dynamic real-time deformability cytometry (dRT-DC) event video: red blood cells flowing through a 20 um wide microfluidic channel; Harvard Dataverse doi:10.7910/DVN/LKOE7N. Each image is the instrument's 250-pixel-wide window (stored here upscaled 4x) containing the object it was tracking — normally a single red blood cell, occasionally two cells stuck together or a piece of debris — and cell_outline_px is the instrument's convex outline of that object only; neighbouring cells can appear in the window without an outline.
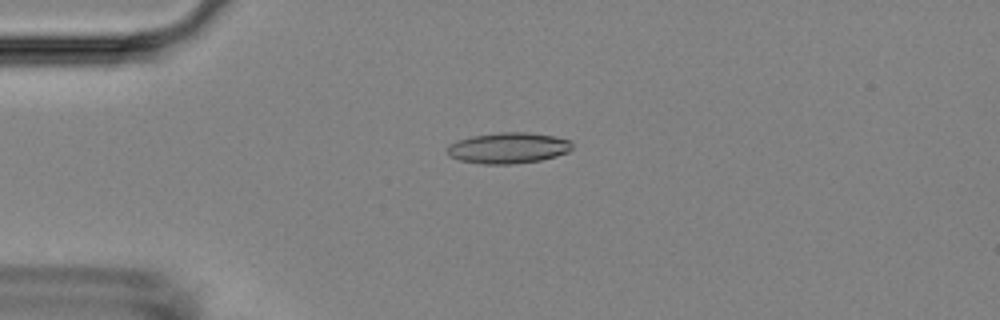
{"species": "Egyptian fruit bat (a non-hibernating species)", "species_latin": "Rousettus aegyptiacus", "temperature_condition": "room temperature", "stored_images_in_passage": 54, "camera_frame_rate_fps": 3000, "um_per_image_px": 0.085, "animal": {"sex": "female"}, "frame": {"image": 1, "passage_image": 13, "time_ms": 4.0, "image_size_px": [1000, 320], "cell_outline_px": [[572, 148], [568, 152], [556, 156], [540, 160], [512, 164], [480, 164], [460, 160], [448, 156], [444, 148], [448, 144], [456, 140], [472, 136], [500, 132], [528, 132], [552, 136], [572, 140]], "centroid_in_image_um": [43.15, 12.58], "position_along_channel_um": 41.9, "area_um2": 22.77}}
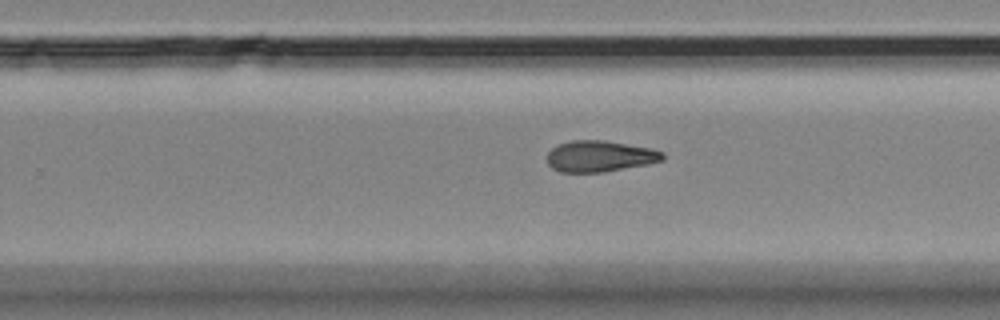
{"frame": {"image": 2, "passage_image": 34, "time_ms": 11.0, "image_size_px": [1000, 320], "cell_outline_px": [[664, 160], [648, 164], [604, 172], [560, 172], [552, 168], [548, 164], [548, 152], [552, 148], [560, 144], [572, 140], [604, 140], [652, 148], [664, 152]], "centroid_in_image_um": [51.01, 13.28], "position_along_channel_um": 278.8, "area_um2": 21.04}}
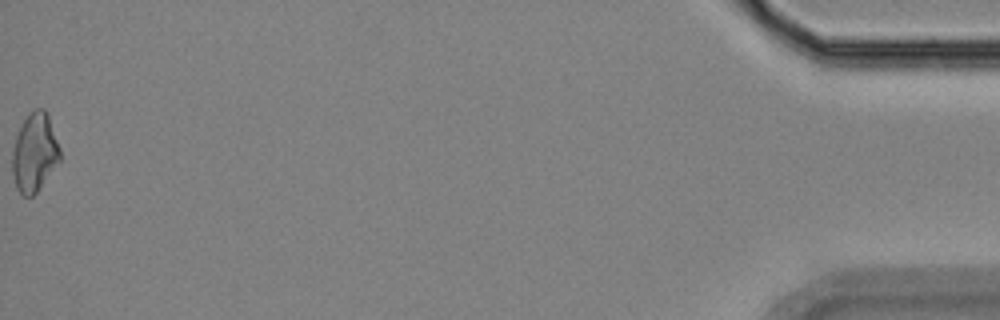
{"frame": {"image": 3, "passage_image": 54, "time_ms": 17.667, "image_size_px": [1000, 320], "cell_outline_px": [[60, 160], [36, 192], [32, 196], [24, 196], [16, 188], [12, 176], [12, 148], [16, 136], [28, 112], [32, 108], [44, 108], [48, 112], [60, 148]], "centroid_in_image_um": [2.93, 12.92], "position_along_channel_um": 432.3, "area_um2": 21.96}, "authors_computed_cell_mechanics": {"area_um2": 21.3571, "velocity_mm_per_s": 3.7248, "shape_relaxation_time_tau1_ms": null, "shape_relaxation_time_tau2_ms": 8.8102, "deformation_change_tau1": null, "deformation_change_tau2": 0.1656}}